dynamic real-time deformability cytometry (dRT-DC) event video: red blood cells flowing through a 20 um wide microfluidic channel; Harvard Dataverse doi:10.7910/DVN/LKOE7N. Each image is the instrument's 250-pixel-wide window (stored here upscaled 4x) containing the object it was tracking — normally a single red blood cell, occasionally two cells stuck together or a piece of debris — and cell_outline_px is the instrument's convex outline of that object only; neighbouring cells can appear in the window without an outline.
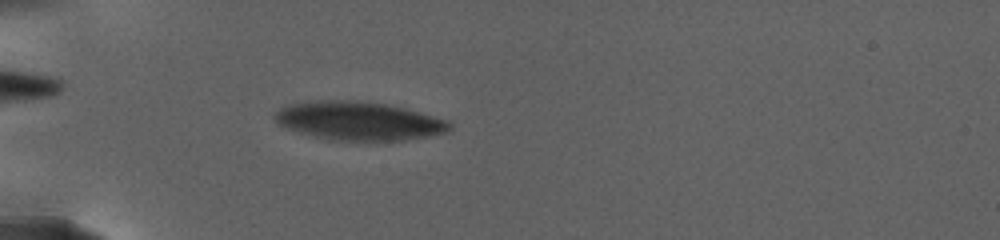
{"species": "human", "species_latin": "Homo sapiens", "temperature_condition": "warm", "stored_images_in_passage": 38, "camera_frame_rate_fps": 3000, "um_per_image_px": 0.085, "donor": {"sex": "female"}, "frame": {"image": 1, "passage_image": 11, "time_ms": 7.333, "image_size_px": [1000, 240], "cell_outline_px": [[452, 128], [448, 132], [432, 136], [404, 140], [328, 140], [312, 136], [288, 128], [280, 124], [272, 116], [280, 108], [292, 104], [320, 100], [340, 100], [388, 104], [448, 120], [452, 124]], "centroid_in_image_um": [30.54, 10.29], "position_along_channel_um": 54.5, "area_um2": 38.9}}
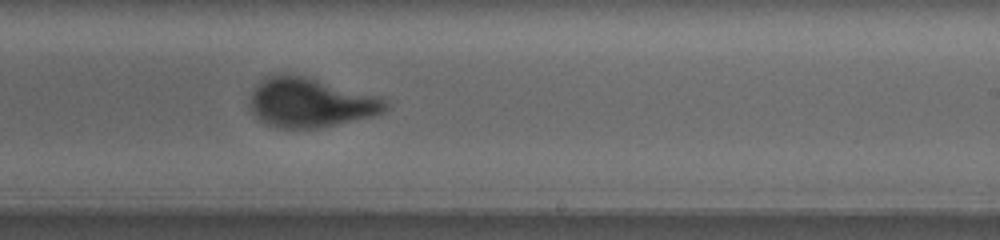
{"frame": {"image": 2, "passage_image": 25, "time_ms": 16.333, "image_size_px": [1000, 240], "cell_outline_px": [[388, 108], [384, 112], [376, 116], [320, 128], [280, 128], [264, 124], [252, 112], [248, 104], [252, 92], [268, 76], [284, 72], [304, 76], [376, 96], [388, 100]], "centroid_in_image_um": [26.39, 8.74], "position_along_channel_um": 262.6, "area_um2": 39.02}}
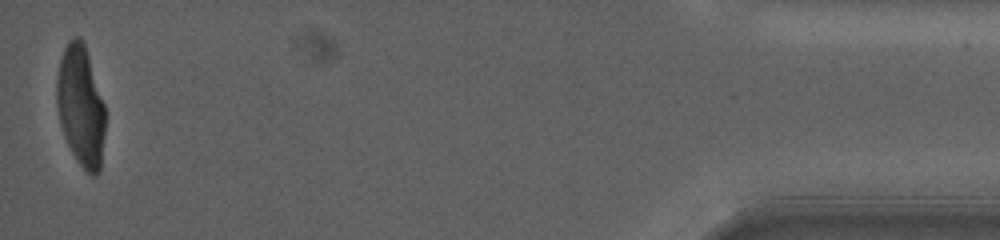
{"frame": {"image": 3, "passage_image": 38, "time_ms": 26.0, "image_size_px": [1000, 240], "cell_outline_px": [[104, 136], [100, 172], [96, 176], [92, 176], [76, 160], [64, 136], [60, 124], [56, 100], [56, 80], [60, 60], [64, 48], [68, 40], [72, 36], [76, 36], [84, 44], [104, 104]], "centroid_in_image_um": [6.85, 9.04], "position_along_channel_um": 428.4, "area_um2": 33.81}, "authors_computed_cell_mechanics": {"area_um2": 37.6567, "velocity_mm_per_s": 2.5371, "shape_relaxation_time_tau1_ms": 5.0635, "shape_relaxation_time_tau2_ms": null, "deformation_change_tau1": 0.2066, "deformation_change_tau2": null}}